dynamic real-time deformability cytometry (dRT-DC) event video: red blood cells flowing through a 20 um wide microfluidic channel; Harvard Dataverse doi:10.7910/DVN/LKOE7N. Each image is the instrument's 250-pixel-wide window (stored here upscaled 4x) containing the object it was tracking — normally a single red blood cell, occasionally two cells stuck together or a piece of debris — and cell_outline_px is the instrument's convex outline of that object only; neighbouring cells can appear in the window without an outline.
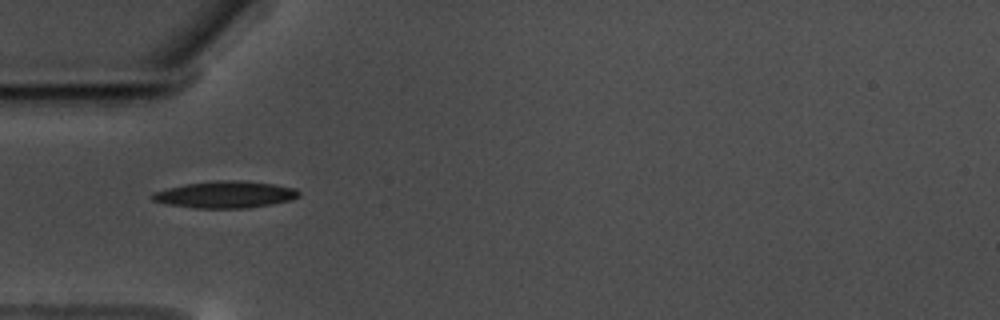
{"species": "common noctule bat (a hibernating species)", "species_latin": "Nyctalus noctula", "temperature_condition": "warm", "stored_images_in_passage": 24, "camera_frame_rate_fps": 3000, "um_per_image_px": 0.085, "animal": {"sex": "male", "body_mass_g": 17.5, "forearm_length_mm": 52.3}, "frame": {"image": 1, "passage_image": 1, "time_ms": 0.0, "image_size_px": [1000, 320], "cell_outline_px": [[300, 196], [292, 200], [272, 204], [248, 208], [196, 208], [168, 204], [152, 200], [148, 196], [152, 192], [184, 184], [216, 180], [244, 180], [276, 184], [296, 188], [300, 192]], "centroid_in_image_um": [19.17, 16.53], "position_along_channel_um": 65.8, "area_um2": 23.24}}
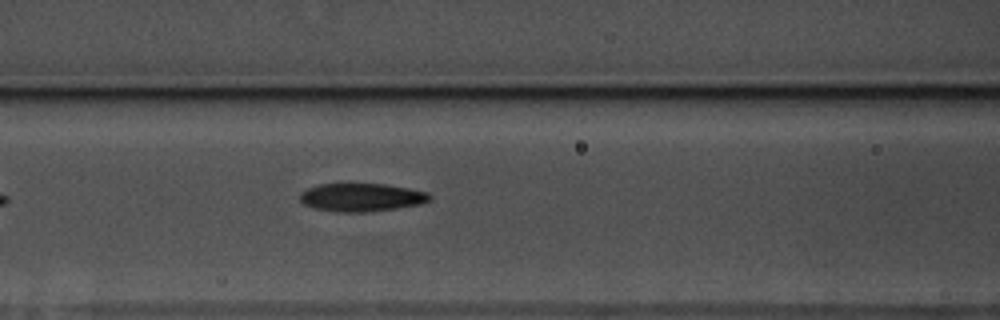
{"frame": {"image": 2, "passage_image": 7, "time_ms": 2.0, "image_size_px": [1000, 320], "cell_outline_px": [[432, 200], [420, 204], [396, 208], [368, 212], [336, 212], [312, 208], [304, 204], [300, 200], [300, 192], [308, 188], [320, 184], [384, 184], [408, 188], [428, 192], [432, 196]], "centroid_in_image_um": [30.73, 16.78], "position_along_channel_um": 135.9, "area_um2": 21.39}}
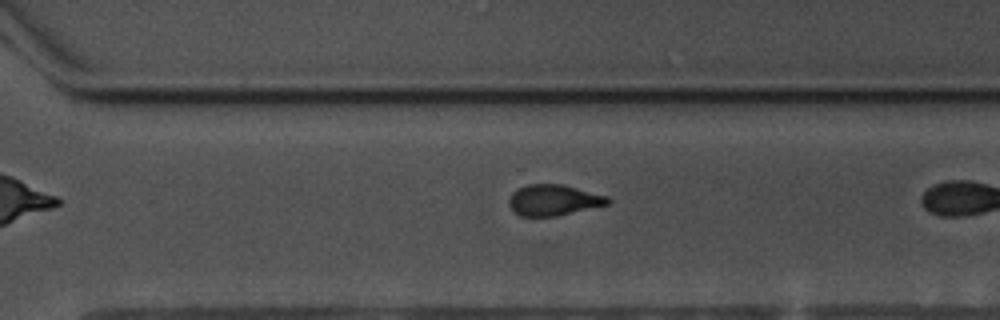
{"frame": {"image": 3, "passage_image": 20, "time_ms": 6.333, "image_size_px": [1000, 320], "cell_outline_px": [[612, 200], [608, 204], [556, 216], [520, 216], [508, 204], [508, 200], [512, 192], [528, 184], [560, 184], [608, 196]], "centroid_in_image_um": [47.05, 17.01], "position_along_channel_um": 323.6, "area_um2": 17.57}}